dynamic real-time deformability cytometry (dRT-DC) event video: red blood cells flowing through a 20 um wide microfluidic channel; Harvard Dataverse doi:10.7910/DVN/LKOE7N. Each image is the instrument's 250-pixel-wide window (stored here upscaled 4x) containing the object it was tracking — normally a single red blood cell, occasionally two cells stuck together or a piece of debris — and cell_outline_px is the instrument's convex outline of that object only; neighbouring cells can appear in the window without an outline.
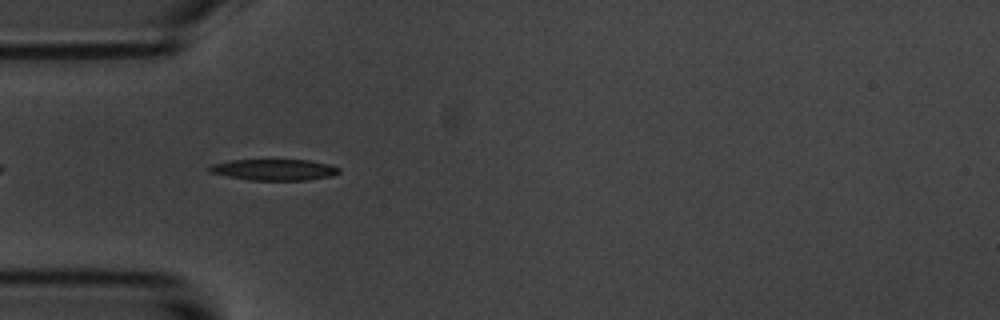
{"species": "common noctule bat (a hibernating species)", "species_latin": "Nyctalus noctula", "temperature_condition": "room temperature", "stored_images_in_passage": 6, "camera_frame_rate_fps": 3000, "um_per_image_px": 0.085, "animal": {"sex": "male", "body_mass_g": 20.1, "forearm_length_mm": 53.5}, "frame": {"image": 1, "passage_image": 5, "time_ms": 4.667, "image_size_px": [1000, 320], "cell_outline_px": [[340, 172], [332, 176], [308, 180], [252, 180], [228, 176], [208, 172], [208, 168], [212, 164], [228, 160], [268, 156], [312, 160], [328, 164], [340, 168]], "centroid_in_image_um": [23.29, 14.35], "position_along_channel_um": 61.7, "area_um2": 17.22}}